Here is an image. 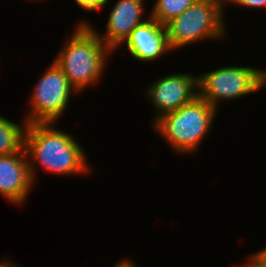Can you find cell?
Here are the masks:
<instances>
[{"label": "cell", "mask_w": 266, "mask_h": 267, "mask_svg": "<svg viewBox=\"0 0 266 267\" xmlns=\"http://www.w3.org/2000/svg\"><path fill=\"white\" fill-rule=\"evenodd\" d=\"M55 125V122L27 123L24 148L34 184L37 180V164L56 175L91 174L92 166L87 162L85 149L72 135Z\"/></svg>", "instance_id": "6da1fadb"}, {"label": "cell", "mask_w": 266, "mask_h": 267, "mask_svg": "<svg viewBox=\"0 0 266 267\" xmlns=\"http://www.w3.org/2000/svg\"><path fill=\"white\" fill-rule=\"evenodd\" d=\"M64 42L53 61L78 94L100 81L106 68V59L113 52L86 20L78 22L70 38L67 37Z\"/></svg>", "instance_id": "7a4b0ae2"}, {"label": "cell", "mask_w": 266, "mask_h": 267, "mask_svg": "<svg viewBox=\"0 0 266 267\" xmlns=\"http://www.w3.org/2000/svg\"><path fill=\"white\" fill-rule=\"evenodd\" d=\"M218 110L197 96L153 122V128L179 154H193L209 134Z\"/></svg>", "instance_id": "3957f363"}, {"label": "cell", "mask_w": 266, "mask_h": 267, "mask_svg": "<svg viewBox=\"0 0 266 267\" xmlns=\"http://www.w3.org/2000/svg\"><path fill=\"white\" fill-rule=\"evenodd\" d=\"M224 0H196L165 27L172 52L199 40L226 36Z\"/></svg>", "instance_id": "277c9868"}, {"label": "cell", "mask_w": 266, "mask_h": 267, "mask_svg": "<svg viewBox=\"0 0 266 267\" xmlns=\"http://www.w3.org/2000/svg\"><path fill=\"white\" fill-rule=\"evenodd\" d=\"M198 77V96L218 110L223 100H237L266 86V70L225 66L208 71Z\"/></svg>", "instance_id": "5b68a950"}, {"label": "cell", "mask_w": 266, "mask_h": 267, "mask_svg": "<svg viewBox=\"0 0 266 267\" xmlns=\"http://www.w3.org/2000/svg\"><path fill=\"white\" fill-rule=\"evenodd\" d=\"M34 85L28 102L30 110H27L24 119L27 123H57L68 107L71 95L77 91L55 61Z\"/></svg>", "instance_id": "8992f818"}, {"label": "cell", "mask_w": 266, "mask_h": 267, "mask_svg": "<svg viewBox=\"0 0 266 267\" xmlns=\"http://www.w3.org/2000/svg\"><path fill=\"white\" fill-rule=\"evenodd\" d=\"M145 93L156 112L153 119L155 121L161 115L179 109L198 96V76L189 72L168 74L147 86Z\"/></svg>", "instance_id": "52a82bcc"}, {"label": "cell", "mask_w": 266, "mask_h": 267, "mask_svg": "<svg viewBox=\"0 0 266 267\" xmlns=\"http://www.w3.org/2000/svg\"><path fill=\"white\" fill-rule=\"evenodd\" d=\"M33 185L25 148L14 154L0 156V194L5 199L22 206Z\"/></svg>", "instance_id": "ba28073f"}, {"label": "cell", "mask_w": 266, "mask_h": 267, "mask_svg": "<svg viewBox=\"0 0 266 267\" xmlns=\"http://www.w3.org/2000/svg\"><path fill=\"white\" fill-rule=\"evenodd\" d=\"M145 0H118L108 15L106 31L97 32L99 38L112 51L122 46L131 31L144 19Z\"/></svg>", "instance_id": "9c48e42d"}, {"label": "cell", "mask_w": 266, "mask_h": 267, "mask_svg": "<svg viewBox=\"0 0 266 267\" xmlns=\"http://www.w3.org/2000/svg\"><path fill=\"white\" fill-rule=\"evenodd\" d=\"M123 44L138 62L155 61L172 51L166 27L150 16L131 31Z\"/></svg>", "instance_id": "30bf717a"}, {"label": "cell", "mask_w": 266, "mask_h": 267, "mask_svg": "<svg viewBox=\"0 0 266 267\" xmlns=\"http://www.w3.org/2000/svg\"><path fill=\"white\" fill-rule=\"evenodd\" d=\"M17 124L0 115V156L20 152L24 148L27 122Z\"/></svg>", "instance_id": "8fae6325"}, {"label": "cell", "mask_w": 266, "mask_h": 267, "mask_svg": "<svg viewBox=\"0 0 266 267\" xmlns=\"http://www.w3.org/2000/svg\"><path fill=\"white\" fill-rule=\"evenodd\" d=\"M196 0H155L149 16L160 24L166 25L173 18L181 15Z\"/></svg>", "instance_id": "7c38bea8"}, {"label": "cell", "mask_w": 266, "mask_h": 267, "mask_svg": "<svg viewBox=\"0 0 266 267\" xmlns=\"http://www.w3.org/2000/svg\"><path fill=\"white\" fill-rule=\"evenodd\" d=\"M85 11H97L108 4L109 0H74Z\"/></svg>", "instance_id": "4fadbf2b"}, {"label": "cell", "mask_w": 266, "mask_h": 267, "mask_svg": "<svg viewBox=\"0 0 266 267\" xmlns=\"http://www.w3.org/2000/svg\"><path fill=\"white\" fill-rule=\"evenodd\" d=\"M236 4L245 8H264L266 7V0H224V4Z\"/></svg>", "instance_id": "5bb4252c"}, {"label": "cell", "mask_w": 266, "mask_h": 267, "mask_svg": "<svg viewBox=\"0 0 266 267\" xmlns=\"http://www.w3.org/2000/svg\"><path fill=\"white\" fill-rule=\"evenodd\" d=\"M248 263H244L243 266L236 267H266V258L258 251L249 256Z\"/></svg>", "instance_id": "9a60e30c"}, {"label": "cell", "mask_w": 266, "mask_h": 267, "mask_svg": "<svg viewBox=\"0 0 266 267\" xmlns=\"http://www.w3.org/2000/svg\"><path fill=\"white\" fill-rule=\"evenodd\" d=\"M134 261L128 259V258H125V259H122L121 261L117 262V264L114 266V267H137L135 265V263H133Z\"/></svg>", "instance_id": "2e32d148"}, {"label": "cell", "mask_w": 266, "mask_h": 267, "mask_svg": "<svg viewBox=\"0 0 266 267\" xmlns=\"http://www.w3.org/2000/svg\"><path fill=\"white\" fill-rule=\"evenodd\" d=\"M14 263L15 262L12 263V260L10 262V260L7 258L3 261L0 260V267H18Z\"/></svg>", "instance_id": "e0dca14e"}, {"label": "cell", "mask_w": 266, "mask_h": 267, "mask_svg": "<svg viewBox=\"0 0 266 267\" xmlns=\"http://www.w3.org/2000/svg\"><path fill=\"white\" fill-rule=\"evenodd\" d=\"M259 252L266 258V248H263V250H259Z\"/></svg>", "instance_id": "ac0fdd59"}]
</instances>
